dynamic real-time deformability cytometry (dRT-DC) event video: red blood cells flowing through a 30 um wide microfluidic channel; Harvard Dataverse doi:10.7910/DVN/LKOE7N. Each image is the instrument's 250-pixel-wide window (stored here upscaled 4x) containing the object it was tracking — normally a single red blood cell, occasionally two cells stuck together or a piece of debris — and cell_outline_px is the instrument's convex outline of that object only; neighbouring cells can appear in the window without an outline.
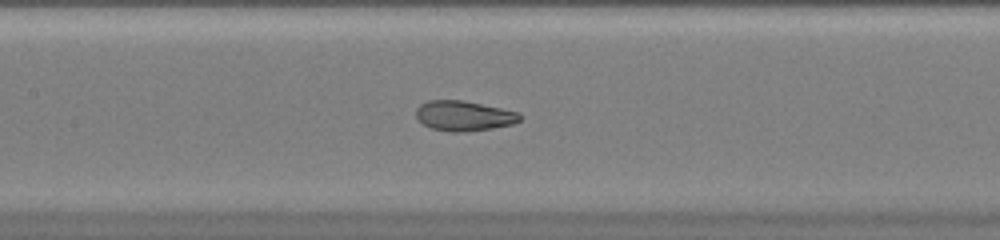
{"species": "common noctule bat (a hibernating species)", "species_latin": "Nyctalus noctula", "temperature_condition": "warm", "stored_images_in_passage": 52, "camera_frame_rate_fps": 3000, "um_per_image_px": 0.085, "animal": {"sex": "female", "body_mass_g": 20.0, "forearm_length_mm": 54.0}, "frame": {"image": 1, "passage_image": 26, "time_ms": 8.333, "image_size_px": [1000, 240], "cell_outline_px": [[520, 120], [512, 124], [492, 128], [460, 132], [452, 132], [432, 128], [424, 124], [416, 116], [416, 108], [420, 104], [428, 100], [460, 100], [520, 112]], "centroid_in_image_um": [39.41, 9.84], "position_along_channel_um": 168.0, "area_um2": 17.92}}
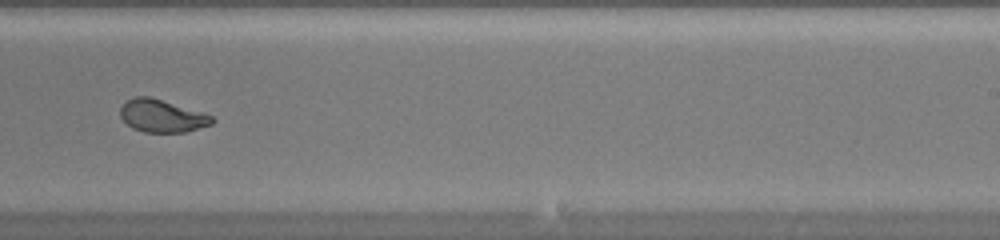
{"frame": {"image": 2, "passage_image": 34, "time_ms": 11.0, "image_size_px": [1000, 240], "cell_outline_px": [[216, 120], [212, 124], [184, 132], [144, 132], [132, 128], [120, 116], [120, 108], [128, 100], [136, 96], [148, 96], [200, 112], [212, 116]], "centroid_in_image_um": [13.75, 9.86], "position_along_channel_um": 275.3, "area_um2": 17.05}}
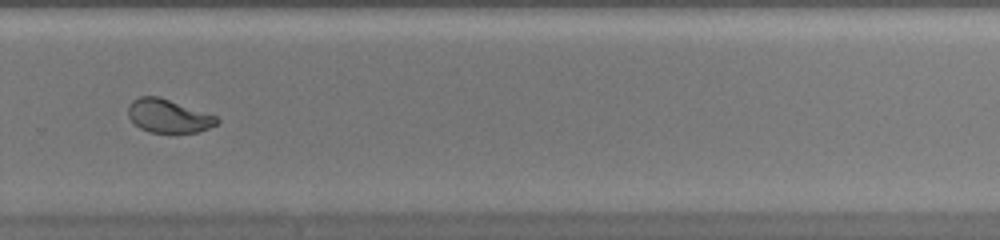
{"frame": {"image": 3, "passage_image": 37, "time_ms": 12.0, "image_size_px": [1000, 240], "cell_outline_px": [[220, 124], [200, 132], [148, 132], [140, 128], [128, 116], [128, 104], [132, 100], [140, 96], [160, 96], [216, 116], [220, 120]], "centroid_in_image_um": [14.33, 9.85], "position_along_channel_um": 315.5, "area_um2": 17.4}, "authors_computed_cell_mechanics": {"area_um2": 21.386, "velocity_mm_per_s": 4.0338, "shape_relaxation_time_tau1_ms": 10.9582, "shape_relaxation_time_tau2_ms": null, "deformation_change_tau1": 0.312, "deformation_change_tau2": null}}